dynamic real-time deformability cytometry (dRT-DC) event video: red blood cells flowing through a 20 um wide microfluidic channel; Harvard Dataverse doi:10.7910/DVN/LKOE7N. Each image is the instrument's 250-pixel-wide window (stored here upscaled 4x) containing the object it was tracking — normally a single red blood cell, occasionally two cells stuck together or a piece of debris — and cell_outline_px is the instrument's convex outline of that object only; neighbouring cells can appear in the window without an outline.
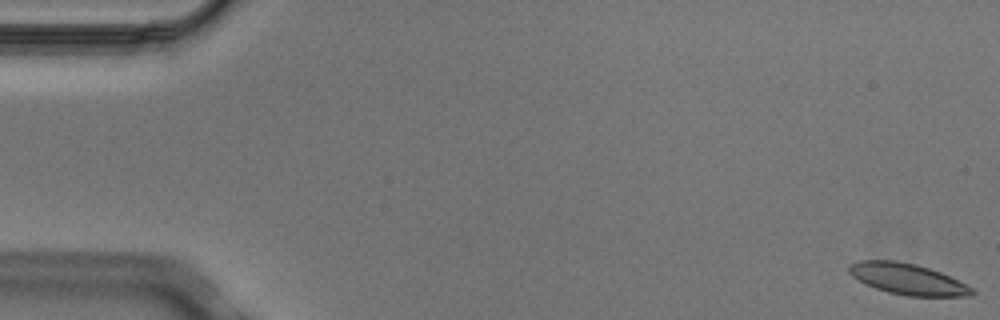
{"species": "Egyptian fruit bat (a non-hibernating species)", "species_latin": "Rousettus aegyptiacus", "temperature_condition": "cold", "stored_images_in_passage": 6, "camera_frame_rate_fps": 3000, "um_per_image_px": 0.085, "animal": {"sex": "male"}, "frame": {"image": 1, "passage_image": 1, "time_ms": 0.0, "image_size_px": [1000, 320], "cell_outline_px": [[976, 292], [972, 296], [908, 296], [888, 292], [864, 284], [852, 276], [848, 272], [848, 268], [852, 264], [860, 260], [896, 260], [916, 264], [940, 272], [972, 288]], "centroid_in_image_um": [77.12, 23.72], "position_along_channel_um": 7.9, "area_um2": 22.08}}
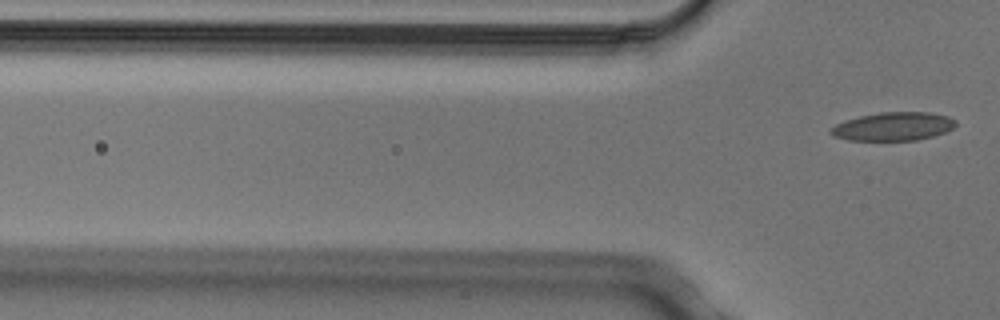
{"frame": {"image": 2, "passage_image": 6, "time_ms": 1.667, "image_size_px": [1000, 320], "cell_outline_px": [[956, 124], [952, 128], [944, 132], [932, 136], [916, 140], [848, 140], [832, 136], [828, 132], [836, 124], [844, 120], [860, 116], [880, 112], [932, 112], [948, 116], [956, 120]], "centroid_in_image_um": [75.91, 10.74], "position_along_channel_um": 49.9, "area_um2": 20.69}}